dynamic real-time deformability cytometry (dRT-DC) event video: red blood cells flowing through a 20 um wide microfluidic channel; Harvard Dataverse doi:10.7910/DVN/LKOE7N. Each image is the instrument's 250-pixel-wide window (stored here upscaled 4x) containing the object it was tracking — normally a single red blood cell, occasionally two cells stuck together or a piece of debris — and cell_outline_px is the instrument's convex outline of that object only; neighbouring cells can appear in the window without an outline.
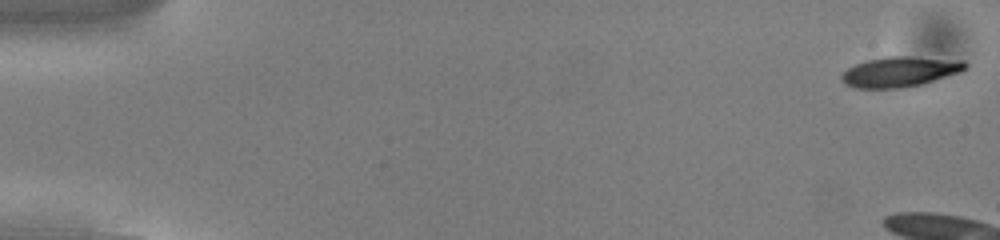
{"species": "common noctule bat (a hibernating species)", "species_latin": "Nyctalus noctula", "temperature_condition": "cold", "stored_images_in_passage": 17, "camera_frame_rate_fps": 3000, "um_per_image_px": 0.085, "animal": {"sex": "male", "body_mass_g": 13.0, "forearm_length_mm": 53.1}, "frame": {"image": 1, "passage_image": 1, "time_ms": 0.0, "image_size_px": [1000, 240], "cell_outline_px": [[968, 64], [960, 72], [920, 84], [904, 88], [856, 88], [844, 84], [840, 80], [840, 76], [848, 68], [856, 64], [868, 60], [888, 56], [912, 56], [964, 60]], "centroid_in_image_um": [76.47, 6.09], "position_along_channel_um": 8.5, "area_um2": 21.73}}